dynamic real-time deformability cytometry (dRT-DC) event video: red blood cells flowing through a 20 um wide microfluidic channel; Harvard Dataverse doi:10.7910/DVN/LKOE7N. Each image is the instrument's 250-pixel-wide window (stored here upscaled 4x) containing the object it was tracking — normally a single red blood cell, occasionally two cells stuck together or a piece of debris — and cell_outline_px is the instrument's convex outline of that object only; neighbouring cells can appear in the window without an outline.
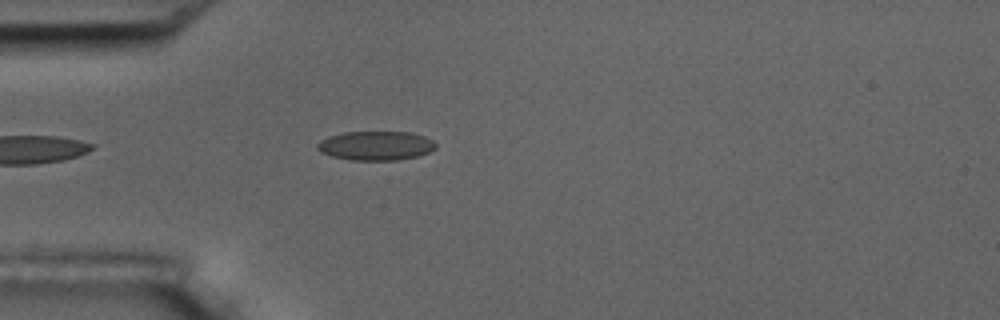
{"species": "common noctule bat (a hibernating species)", "species_latin": "Nyctalus noctula", "temperature_condition": "room temperature", "stored_images_in_passage": 25, "camera_frame_rate_fps": 3000, "um_per_image_px": 0.085, "animal": {"sex": "male", "body_mass_g": 17.5, "forearm_length_mm": 52.3}, "frame": {"image": 1, "passage_image": 4, "time_ms": 1.0, "image_size_px": [1000, 320], "cell_outline_px": [[436, 148], [428, 152], [416, 156], [396, 160], [352, 160], [332, 156], [320, 152], [316, 148], [316, 144], [320, 140], [328, 136], [344, 132], [408, 132], [424, 136], [432, 140], [436, 144]], "centroid_in_image_um": [31.91, 12.38], "position_along_channel_um": 53.1, "area_um2": 20.06}}
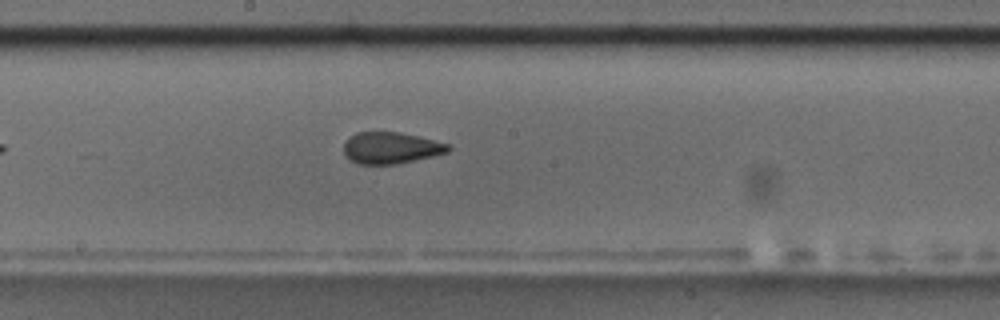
{"frame": {"image": 2, "passage_image": 18, "time_ms": 5.667, "image_size_px": [1000, 320], "cell_outline_px": [[452, 148], [448, 152], [432, 156], [396, 164], [356, 164], [344, 152], [344, 144], [348, 136], [356, 132], [400, 132], [448, 144]], "centroid_in_image_um": [33.2, 12.56], "position_along_channel_um": 215.0, "area_um2": 19.02}}
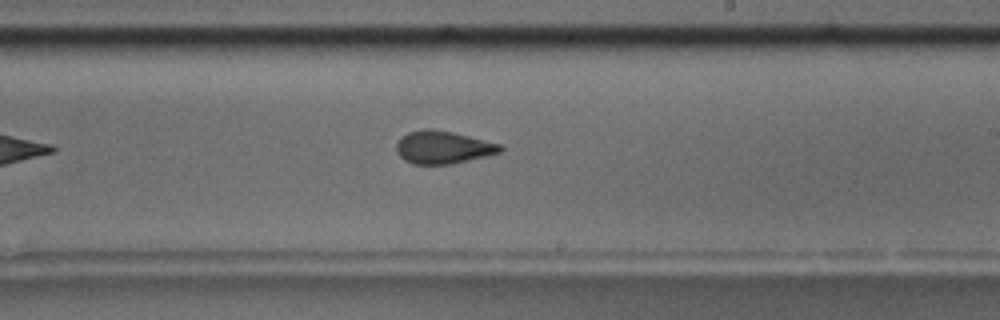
{"frame": {"image": 3, "passage_image": 21, "time_ms": 6.667, "image_size_px": [1000, 320], "cell_outline_px": [[504, 148], [500, 152], [452, 164], [412, 164], [404, 160], [396, 152], [396, 144], [408, 132], [424, 128], [428, 128], [452, 132], [500, 144]], "centroid_in_image_um": [37.62, 12.52], "position_along_channel_um": 251.4, "area_um2": 19.59}}